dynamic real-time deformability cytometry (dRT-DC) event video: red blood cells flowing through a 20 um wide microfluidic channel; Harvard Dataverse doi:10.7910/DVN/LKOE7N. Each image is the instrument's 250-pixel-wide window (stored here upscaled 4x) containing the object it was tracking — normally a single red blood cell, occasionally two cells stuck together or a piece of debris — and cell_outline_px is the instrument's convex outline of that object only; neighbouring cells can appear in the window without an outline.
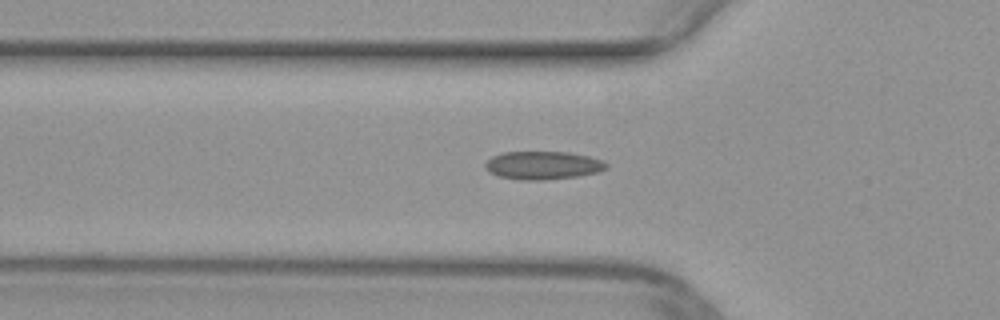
{"species": "common noctule bat (a hibernating species)", "species_latin": "Nyctalus noctula", "temperature_condition": "warm", "stored_images_in_passage": 32, "camera_frame_rate_fps": 3000, "um_per_image_px": 0.085, "animal": {"sex": "female", "body_mass_g": 29.2, "forearm_length_mm": 56.3}, "frame": {"image": 1, "passage_image": 4, "time_ms": 1.0, "image_size_px": [1000, 320], "cell_outline_px": [[608, 168], [596, 172], [576, 176], [544, 180], [520, 180], [500, 176], [488, 172], [484, 168], [484, 164], [492, 156], [504, 152], [568, 152], [588, 156], [600, 160], [608, 164]], "centroid_in_image_um": [46.11, 14.05], "position_along_channel_um": 79.7, "area_um2": 19.77}}
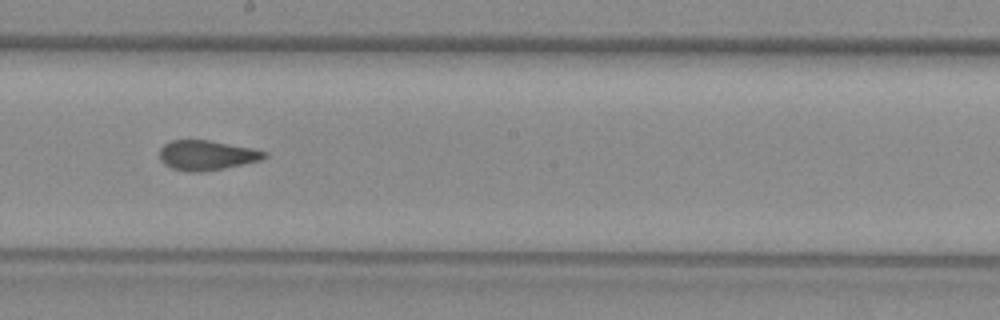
{"frame": {"image": 2, "passage_image": 15, "time_ms": 4.667, "image_size_px": [1000, 320], "cell_outline_px": [[268, 156], [260, 160], [224, 168], [196, 172], [188, 172], [172, 168], [164, 164], [160, 160], [160, 148], [164, 144], [172, 140], [208, 140], [252, 148], [268, 152]], "centroid_in_image_um": [17.56, 13.19], "position_along_channel_um": 230.6, "area_um2": 18.09}}
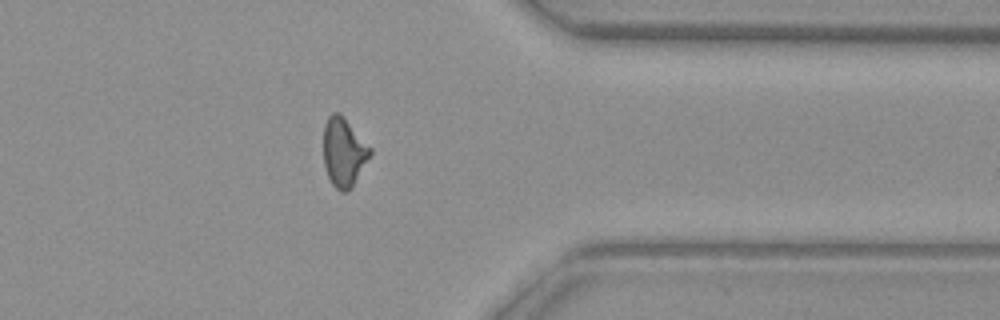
{"frame": {"image": 3, "passage_image": 27, "time_ms": 8.667, "image_size_px": [1000, 320], "cell_outline_px": [[372, 152], [352, 188], [348, 192], [340, 192], [332, 184], [328, 176], [324, 164], [324, 124], [328, 116], [332, 112], [340, 112], [344, 116], [372, 148]], "centroid_in_image_um": [29.23, 12.92], "position_along_channel_um": 382.2, "area_um2": 18.9}}